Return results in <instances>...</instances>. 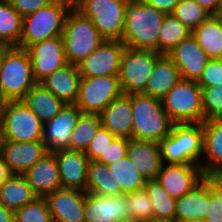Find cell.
Returning <instances> with one entry per match:
<instances>
[{
	"instance_id": "d590c367",
	"label": "cell",
	"mask_w": 222,
	"mask_h": 222,
	"mask_svg": "<svg viewBox=\"0 0 222 222\" xmlns=\"http://www.w3.org/2000/svg\"><path fill=\"white\" fill-rule=\"evenodd\" d=\"M192 33L174 15L166 14L159 31V53L168 55Z\"/></svg>"
},
{
	"instance_id": "816d5d0a",
	"label": "cell",
	"mask_w": 222,
	"mask_h": 222,
	"mask_svg": "<svg viewBox=\"0 0 222 222\" xmlns=\"http://www.w3.org/2000/svg\"><path fill=\"white\" fill-rule=\"evenodd\" d=\"M8 99L0 93V123L3 121V117L5 114V108L8 103Z\"/></svg>"
},
{
	"instance_id": "484cf974",
	"label": "cell",
	"mask_w": 222,
	"mask_h": 222,
	"mask_svg": "<svg viewBox=\"0 0 222 222\" xmlns=\"http://www.w3.org/2000/svg\"><path fill=\"white\" fill-rule=\"evenodd\" d=\"M181 79V73L174 61L162 54L155 63L143 94L161 99Z\"/></svg>"
},
{
	"instance_id": "8992f818",
	"label": "cell",
	"mask_w": 222,
	"mask_h": 222,
	"mask_svg": "<svg viewBox=\"0 0 222 222\" xmlns=\"http://www.w3.org/2000/svg\"><path fill=\"white\" fill-rule=\"evenodd\" d=\"M36 83L28 51L12 46L0 67V93L9 101L22 100Z\"/></svg>"
},
{
	"instance_id": "7a4b0ae2",
	"label": "cell",
	"mask_w": 222,
	"mask_h": 222,
	"mask_svg": "<svg viewBox=\"0 0 222 222\" xmlns=\"http://www.w3.org/2000/svg\"><path fill=\"white\" fill-rule=\"evenodd\" d=\"M133 139L159 143L175 124L162 106L161 99L143 93L131 94Z\"/></svg>"
},
{
	"instance_id": "3957f363",
	"label": "cell",
	"mask_w": 222,
	"mask_h": 222,
	"mask_svg": "<svg viewBox=\"0 0 222 222\" xmlns=\"http://www.w3.org/2000/svg\"><path fill=\"white\" fill-rule=\"evenodd\" d=\"M203 143L202 123L174 124L171 133L159 142L162 163L200 165Z\"/></svg>"
},
{
	"instance_id": "d6986e66",
	"label": "cell",
	"mask_w": 222,
	"mask_h": 222,
	"mask_svg": "<svg viewBox=\"0 0 222 222\" xmlns=\"http://www.w3.org/2000/svg\"><path fill=\"white\" fill-rule=\"evenodd\" d=\"M126 194L93 195L85 192V222H115L129 217Z\"/></svg>"
},
{
	"instance_id": "7dc6e473",
	"label": "cell",
	"mask_w": 222,
	"mask_h": 222,
	"mask_svg": "<svg viewBox=\"0 0 222 222\" xmlns=\"http://www.w3.org/2000/svg\"><path fill=\"white\" fill-rule=\"evenodd\" d=\"M149 6H152L159 11H162L166 14H172L175 9V6L179 3L180 0H142Z\"/></svg>"
},
{
	"instance_id": "ba28073f",
	"label": "cell",
	"mask_w": 222,
	"mask_h": 222,
	"mask_svg": "<svg viewBox=\"0 0 222 222\" xmlns=\"http://www.w3.org/2000/svg\"><path fill=\"white\" fill-rule=\"evenodd\" d=\"M128 0H76L74 7L91 19L105 40H122Z\"/></svg>"
},
{
	"instance_id": "277c9868",
	"label": "cell",
	"mask_w": 222,
	"mask_h": 222,
	"mask_svg": "<svg viewBox=\"0 0 222 222\" xmlns=\"http://www.w3.org/2000/svg\"><path fill=\"white\" fill-rule=\"evenodd\" d=\"M74 3L70 0H53L47 6L23 17L20 44L27 49L29 46L56 36H61L68 12Z\"/></svg>"
},
{
	"instance_id": "603a6c76",
	"label": "cell",
	"mask_w": 222,
	"mask_h": 222,
	"mask_svg": "<svg viewBox=\"0 0 222 222\" xmlns=\"http://www.w3.org/2000/svg\"><path fill=\"white\" fill-rule=\"evenodd\" d=\"M127 157L146 180L156 179L163 164L160 145L152 141L130 138Z\"/></svg>"
},
{
	"instance_id": "5b68a950",
	"label": "cell",
	"mask_w": 222,
	"mask_h": 222,
	"mask_svg": "<svg viewBox=\"0 0 222 222\" xmlns=\"http://www.w3.org/2000/svg\"><path fill=\"white\" fill-rule=\"evenodd\" d=\"M61 36L66 59L74 65H78L105 41L91 19L74 6L67 14Z\"/></svg>"
},
{
	"instance_id": "4fadbf2b",
	"label": "cell",
	"mask_w": 222,
	"mask_h": 222,
	"mask_svg": "<svg viewBox=\"0 0 222 222\" xmlns=\"http://www.w3.org/2000/svg\"><path fill=\"white\" fill-rule=\"evenodd\" d=\"M32 62V73L37 83L68 64L62 36L37 42L26 49Z\"/></svg>"
},
{
	"instance_id": "ffe728a7",
	"label": "cell",
	"mask_w": 222,
	"mask_h": 222,
	"mask_svg": "<svg viewBox=\"0 0 222 222\" xmlns=\"http://www.w3.org/2000/svg\"><path fill=\"white\" fill-rule=\"evenodd\" d=\"M46 153L48 150L42 140L29 142L5 140L1 156L13 174L23 175Z\"/></svg>"
},
{
	"instance_id": "4316f807",
	"label": "cell",
	"mask_w": 222,
	"mask_h": 222,
	"mask_svg": "<svg viewBox=\"0 0 222 222\" xmlns=\"http://www.w3.org/2000/svg\"><path fill=\"white\" fill-rule=\"evenodd\" d=\"M208 208V184L203 179L191 191L177 198L174 220L183 222L191 219H204Z\"/></svg>"
},
{
	"instance_id": "83f0119b",
	"label": "cell",
	"mask_w": 222,
	"mask_h": 222,
	"mask_svg": "<svg viewBox=\"0 0 222 222\" xmlns=\"http://www.w3.org/2000/svg\"><path fill=\"white\" fill-rule=\"evenodd\" d=\"M21 101L43 124L52 120L65 105L40 83H36Z\"/></svg>"
},
{
	"instance_id": "7c38bea8",
	"label": "cell",
	"mask_w": 222,
	"mask_h": 222,
	"mask_svg": "<svg viewBox=\"0 0 222 222\" xmlns=\"http://www.w3.org/2000/svg\"><path fill=\"white\" fill-rule=\"evenodd\" d=\"M124 48L120 40H105L77 65L81 77L118 76Z\"/></svg>"
},
{
	"instance_id": "ab89813d",
	"label": "cell",
	"mask_w": 222,
	"mask_h": 222,
	"mask_svg": "<svg viewBox=\"0 0 222 222\" xmlns=\"http://www.w3.org/2000/svg\"><path fill=\"white\" fill-rule=\"evenodd\" d=\"M202 107L204 111V121L209 119H222V84L202 88Z\"/></svg>"
},
{
	"instance_id": "f6af8a7d",
	"label": "cell",
	"mask_w": 222,
	"mask_h": 222,
	"mask_svg": "<svg viewBox=\"0 0 222 222\" xmlns=\"http://www.w3.org/2000/svg\"><path fill=\"white\" fill-rule=\"evenodd\" d=\"M209 222H222V203L220 198L215 197L208 186V208L205 217Z\"/></svg>"
},
{
	"instance_id": "8d00e7d4",
	"label": "cell",
	"mask_w": 222,
	"mask_h": 222,
	"mask_svg": "<svg viewBox=\"0 0 222 222\" xmlns=\"http://www.w3.org/2000/svg\"><path fill=\"white\" fill-rule=\"evenodd\" d=\"M183 25L192 33L212 14L195 0H180L172 12Z\"/></svg>"
},
{
	"instance_id": "8fae6325",
	"label": "cell",
	"mask_w": 222,
	"mask_h": 222,
	"mask_svg": "<svg viewBox=\"0 0 222 222\" xmlns=\"http://www.w3.org/2000/svg\"><path fill=\"white\" fill-rule=\"evenodd\" d=\"M4 139L15 142L42 140L43 123L21 101H8L2 121Z\"/></svg>"
},
{
	"instance_id": "f907efd6",
	"label": "cell",
	"mask_w": 222,
	"mask_h": 222,
	"mask_svg": "<svg viewBox=\"0 0 222 222\" xmlns=\"http://www.w3.org/2000/svg\"><path fill=\"white\" fill-rule=\"evenodd\" d=\"M13 175L8 165L4 162L3 157L0 155V185L8 180Z\"/></svg>"
},
{
	"instance_id": "44dd1931",
	"label": "cell",
	"mask_w": 222,
	"mask_h": 222,
	"mask_svg": "<svg viewBox=\"0 0 222 222\" xmlns=\"http://www.w3.org/2000/svg\"><path fill=\"white\" fill-rule=\"evenodd\" d=\"M23 176L38 197H45L61 188L58 164L53 152L46 153Z\"/></svg>"
},
{
	"instance_id": "52a82bcc",
	"label": "cell",
	"mask_w": 222,
	"mask_h": 222,
	"mask_svg": "<svg viewBox=\"0 0 222 222\" xmlns=\"http://www.w3.org/2000/svg\"><path fill=\"white\" fill-rule=\"evenodd\" d=\"M161 102L175 124L204 122L202 88L197 81L181 79L161 98Z\"/></svg>"
},
{
	"instance_id": "9f6ffc18",
	"label": "cell",
	"mask_w": 222,
	"mask_h": 222,
	"mask_svg": "<svg viewBox=\"0 0 222 222\" xmlns=\"http://www.w3.org/2000/svg\"><path fill=\"white\" fill-rule=\"evenodd\" d=\"M115 222H137V221H134L133 219L127 217V218H122V219H119Z\"/></svg>"
},
{
	"instance_id": "60d3db41",
	"label": "cell",
	"mask_w": 222,
	"mask_h": 222,
	"mask_svg": "<svg viewBox=\"0 0 222 222\" xmlns=\"http://www.w3.org/2000/svg\"><path fill=\"white\" fill-rule=\"evenodd\" d=\"M114 138L115 136L111 132H109L105 127L101 126L85 151L88 159L90 161L98 160L105 152L108 145L112 143Z\"/></svg>"
},
{
	"instance_id": "ac0fdd59",
	"label": "cell",
	"mask_w": 222,
	"mask_h": 222,
	"mask_svg": "<svg viewBox=\"0 0 222 222\" xmlns=\"http://www.w3.org/2000/svg\"><path fill=\"white\" fill-rule=\"evenodd\" d=\"M168 56L178 67L182 79L191 81H198L210 60L192 35L182 40Z\"/></svg>"
},
{
	"instance_id": "cb8c5ba5",
	"label": "cell",
	"mask_w": 222,
	"mask_h": 222,
	"mask_svg": "<svg viewBox=\"0 0 222 222\" xmlns=\"http://www.w3.org/2000/svg\"><path fill=\"white\" fill-rule=\"evenodd\" d=\"M81 75L77 65L68 63L44 78L40 84L65 104L76 103Z\"/></svg>"
},
{
	"instance_id": "7402d4cb",
	"label": "cell",
	"mask_w": 222,
	"mask_h": 222,
	"mask_svg": "<svg viewBox=\"0 0 222 222\" xmlns=\"http://www.w3.org/2000/svg\"><path fill=\"white\" fill-rule=\"evenodd\" d=\"M102 126L115 137L133 138V114L131 94H122L113 99L100 113Z\"/></svg>"
},
{
	"instance_id": "7bdbcfd3",
	"label": "cell",
	"mask_w": 222,
	"mask_h": 222,
	"mask_svg": "<svg viewBox=\"0 0 222 222\" xmlns=\"http://www.w3.org/2000/svg\"><path fill=\"white\" fill-rule=\"evenodd\" d=\"M128 141L129 139L126 138L115 137L97 161L108 166L117 160L124 158L127 156Z\"/></svg>"
},
{
	"instance_id": "f546056e",
	"label": "cell",
	"mask_w": 222,
	"mask_h": 222,
	"mask_svg": "<svg viewBox=\"0 0 222 222\" xmlns=\"http://www.w3.org/2000/svg\"><path fill=\"white\" fill-rule=\"evenodd\" d=\"M37 197L23 175L13 174L0 185V203L13 211L33 202Z\"/></svg>"
},
{
	"instance_id": "30bf717a",
	"label": "cell",
	"mask_w": 222,
	"mask_h": 222,
	"mask_svg": "<svg viewBox=\"0 0 222 222\" xmlns=\"http://www.w3.org/2000/svg\"><path fill=\"white\" fill-rule=\"evenodd\" d=\"M122 94L118 76L81 77L75 104L83 113L100 114Z\"/></svg>"
},
{
	"instance_id": "db71d44e",
	"label": "cell",
	"mask_w": 222,
	"mask_h": 222,
	"mask_svg": "<svg viewBox=\"0 0 222 222\" xmlns=\"http://www.w3.org/2000/svg\"><path fill=\"white\" fill-rule=\"evenodd\" d=\"M4 141H5V139H4L3 126H2V123H0V155L2 153Z\"/></svg>"
},
{
	"instance_id": "ee69618b",
	"label": "cell",
	"mask_w": 222,
	"mask_h": 222,
	"mask_svg": "<svg viewBox=\"0 0 222 222\" xmlns=\"http://www.w3.org/2000/svg\"><path fill=\"white\" fill-rule=\"evenodd\" d=\"M11 6L22 16L25 17L35 11L47 6L53 0H8Z\"/></svg>"
},
{
	"instance_id": "bcb514c9",
	"label": "cell",
	"mask_w": 222,
	"mask_h": 222,
	"mask_svg": "<svg viewBox=\"0 0 222 222\" xmlns=\"http://www.w3.org/2000/svg\"><path fill=\"white\" fill-rule=\"evenodd\" d=\"M203 179L207 182L211 193L220 198L222 203V173H205Z\"/></svg>"
},
{
	"instance_id": "6da1fadb",
	"label": "cell",
	"mask_w": 222,
	"mask_h": 222,
	"mask_svg": "<svg viewBox=\"0 0 222 222\" xmlns=\"http://www.w3.org/2000/svg\"><path fill=\"white\" fill-rule=\"evenodd\" d=\"M166 13L142 0H128L122 42L133 49L155 50L159 53V31Z\"/></svg>"
},
{
	"instance_id": "f1b7e54d",
	"label": "cell",
	"mask_w": 222,
	"mask_h": 222,
	"mask_svg": "<svg viewBox=\"0 0 222 222\" xmlns=\"http://www.w3.org/2000/svg\"><path fill=\"white\" fill-rule=\"evenodd\" d=\"M192 36L210 59H222V14L211 15Z\"/></svg>"
},
{
	"instance_id": "5bb4252c",
	"label": "cell",
	"mask_w": 222,
	"mask_h": 222,
	"mask_svg": "<svg viewBox=\"0 0 222 222\" xmlns=\"http://www.w3.org/2000/svg\"><path fill=\"white\" fill-rule=\"evenodd\" d=\"M82 113L75 103H67L52 120L43 124L42 141L48 152L70 150L71 133Z\"/></svg>"
},
{
	"instance_id": "11a10c76",
	"label": "cell",
	"mask_w": 222,
	"mask_h": 222,
	"mask_svg": "<svg viewBox=\"0 0 222 222\" xmlns=\"http://www.w3.org/2000/svg\"><path fill=\"white\" fill-rule=\"evenodd\" d=\"M183 222H209V221L205 218L204 219L196 218V219H191V220H187Z\"/></svg>"
},
{
	"instance_id": "f35d334b",
	"label": "cell",
	"mask_w": 222,
	"mask_h": 222,
	"mask_svg": "<svg viewBox=\"0 0 222 222\" xmlns=\"http://www.w3.org/2000/svg\"><path fill=\"white\" fill-rule=\"evenodd\" d=\"M15 222H53L47 201L37 197L15 211Z\"/></svg>"
},
{
	"instance_id": "f5cc1de1",
	"label": "cell",
	"mask_w": 222,
	"mask_h": 222,
	"mask_svg": "<svg viewBox=\"0 0 222 222\" xmlns=\"http://www.w3.org/2000/svg\"><path fill=\"white\" fill-rule=\"evenodd\" d=\"M9 44L0 42V67L6 52L11 48Z\"/></svg>"
},
{
	"instance_id": "d4e9b609",
	"label": "cell",
	"mask_w": 222,
	"mask_h": 222,
	"mask_svg": "<svg viewBox=\"0 0 222 222\" xmlns=\"http://www.w3.org/2000/svg\"><path fill=\"white\" fill-rule=\"evenodd\" d=\"M204 131L203 155L200 167L203 173H222V119L202 123Z\"/></svg>"
},
{
	"instance_id": "d6a6232c",
	"label": "cell",
	"mask_w": 222,
	"mask_h": 222,
	"mask_svg": "<svg viewBox=\"0 0 222 222\" xmlns=\"http://www.w3.org/2000/svg\"><path fill=\"white\" fill-rule=\"evenodd\" d=\"M144 188L153 205L154 221L174 220L177 199L171 197L156 179L146 180Z\"/></svg>"
},
{
	"instance_id": "1f68e13d",
	"label": "cell",
	"mask_w": 222,
	"mask_h": 222,
	"mask_svg": "<svg viewBox=\"0 0 222 222\" xmlns=\"http://www.w3.org/2000/svg\"><path fill=\"white\" fill-rule=\"evenodd\" d=\"M23 17L8 0H0V42L10 46L20 44Z\"/></svg>"
},
{
	"instance_id": "74e56055",
	"label": "cell",
	"mask_w": 222,
	"mask_h": 222,
	"mask_svg": "<svg viewBox=\"0 0 222 222\" xmlns=\"http://www.w3.org/2000/svg\"><path fill=\"white\" fill-rule=\"evenodd\" d=\"M129 218L137 222H153L154 211L150 197L145 188L126 193Z\"/></svg>"
},
{
	"instance_id": "2e32d148",
	"label": "cell",
	"mask_w": 222,
	"mask_h": 222,
	"mask_svg": "<svg viewBox=\"0 0 222 222\" xmlns=\"http://www.w3.org/2000/svg\"><path fill=\"white\" fill-rule=\"evenodd\" d=\"M44 198L53 222H85V192L61 187Z\"/></svg>"
},
{
	"instance_id": "e0dca14e",
	"label": "cell",
	"mask_w": 222,
	"mask_h": 222,
	"mask_svg": "<svg viewBox=\"0 0 222 222\" xmlns=\"http://www.w3.org/2000/svg\"><path fill=\"white\" fill-rule=\"evenodd\" d=\"M53 153L58 164L61 187L86 192L90 160L85 152L65 149Z\"/></svg>"
},
{
	"instance_id": "4dcf8cb0",
	"label": "cell",
	"mask_w": 222,
	"mask_h": 222,
	"mask_svg": "<svg viewBox=\"0 0 222 222\" xmlns=\"http://www.w3.org/2000/svg\"><path fill=\"white\" fill-rule=\"evenodd\" d=\"M115 180V195L126 194L143 189L146 179L137 171L131 160L125 156L108 165Z\"/></svg>"
},
{
	"instance_id": "681fc988",
	"label": "cell",
	"mask_w": 222,
	"mask_h": 222,
	"mask_svg": "<svg viewBox=\"0 0 222 222\" xmlns=\"http://www.w3.org/2000/svg\"><path fill=\"white\" fill-rule=\"evenodd\" d=\"M0 222H15V211L0 203Z\"/></svg>"
},
{
	"instance_id": "9c48e42d",
	"label": "cell",
	"mask_w": 222,
	"mask_h": 222,
	"mask_svg": "<svg viewBox=\"0 0 222 222\" xmlns=\"http://www.w3.org/2000/svg\"><path fill=\"white\" fill-rule=\"evenodd\" d=\"M161 55L155 50L124 48L118 75L123 94L144 92L155 63Z\"/></svg>"
},
{
	"instance_id": "836d02e7",
	"label": "cell",
	"mask_w": 222,
	"mask_h": 222,
	"mask_svg": "<svg viewBox=\"0 0 222 222\" xmlns=\"http://www.w3.org/2000/svg\"><path fill=\"white\" fill-rule=\"evenodd\" d=\"M101 126L100 114L82 113L71 133L70 150L85 152Z\"/></svg>"
},
{
	"instance_id": "b9f144b4",
	"label": "cell",
	"mask_w": 222,
	"mask_h": 222,
	"mask_svg": "<svg viewBox=\"0 0 222 222\" xmlns=\"http://www.w3.org/2000/svg\"><path fill=\"white\" fill-rule=\"evenodd\" d=\"M197 83L201 88L222 84V59H210Z\"/></svg>"
},
{
	"instance_id": "6f0895ef",
	"label": "cell",
	"mask_w": 222,
	"mask_h": 222,
	"mask_svg": "<svg viewBox=\"0 0 222 222\" xmlns=\"http://www.w3.org/2000/svg\"><path fill=\"white\" fill-rule=\"evenodd\" d=\"M153 222H178L176 220H166V221H153Z\"/></svg>"
},
{
	"instance_id": "c3c4849f",
	"label": "cell",
	"mask_w": 222,
	"mask_h": 222,
	"mask_svg": "<svg viewBox=\"0 0 222 222\" xmlns=\"http://www.w3.org/2000/svg\"><path fill=\"white\" fill-rule=\"evenodd\" d=\"M212 15H219L222 12V0H195Z\"/></svg>"
},
{
	"instance_id": "9a60e30c",
	"label": "cell",
	"mask_w": 222,
	"mask_h": 222,
	"mask_svg": "<svg viewBox=\"0 0 222 222\" xmlns=\"http://www.w3.org/2000/svg\"><path fill=\"white\" fill-rule=\"evenodd\" d=\"M203 171L197 164L163 163L156 180L174 198H180L203 180Z\"/></svg>"
},
{
	"instance_id": "e575fe53",
	"label": "cell",
	"mask_w": 222,
	"mask_h": 222,
	"mask_svg": "<svg viewBox=\"0 0 222 222\" xmlns=\"http://www.w3.org/2000/svg\"><path fill=\"white\" fill-rule=\"evenodd\" d=\"M109 168L97 160L89 161L86 193L101 196L115 195V180Z\"/></svg>"
}]
</instances>
